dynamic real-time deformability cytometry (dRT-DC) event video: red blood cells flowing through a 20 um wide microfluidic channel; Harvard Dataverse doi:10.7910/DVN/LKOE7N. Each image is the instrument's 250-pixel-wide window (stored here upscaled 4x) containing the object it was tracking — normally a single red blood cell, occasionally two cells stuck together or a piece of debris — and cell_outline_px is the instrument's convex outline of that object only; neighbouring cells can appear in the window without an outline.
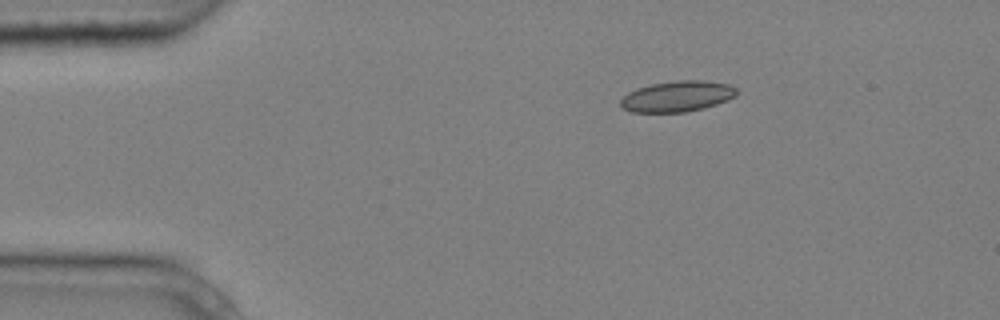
{"species": "common noctule bat (a hibernating species)", "species_latin": "Nyctalus noctula", "temperature_condition": "cold", "stored_images_in_passage": 4, "camera_frame_rate_fps": 3000, "um_per_image_px": 0.085, "animal": {"sex": "male", "body_mass_g": 20.4}, "frame": {"image": 1, "passage_image": 1, "time_ms": 0.0, "image_size_px": [1000, 320], "cell_outline_px": [[736, 96], [728, 100], [704, 108], [684, 112], [632, 112], [624, 108], [620, 104], [620, 100], [628, 92], [636, 88], [652, 84], [676, 80], [704, 80], [728, 84], [736, 88]], "centroid_in_image_um": [57.57, 8.18], "position_along_channel_um": 27.4, "area_um2": 20.81}}
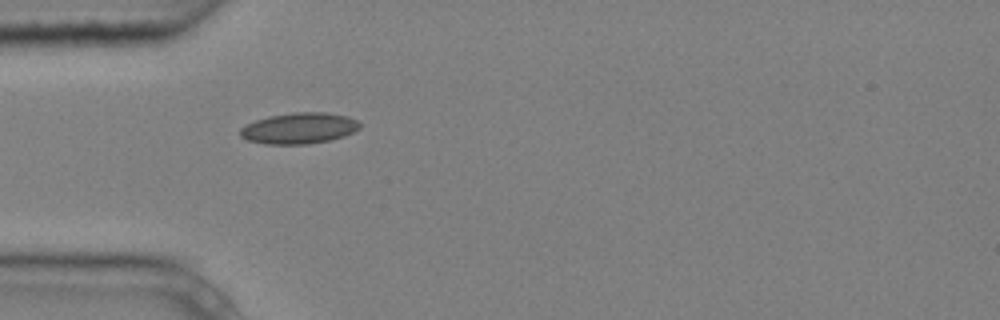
{"frame": {"image": 2, "passage_image": 3, "time_ms": 0.667, "image_size_px": [1000, 320], "cell_outline_px": [[360, 128], [344, 136], [328, 140], [304, 144], [264, 144], [248, 140], [240, 136], [240, 128], [256, 120], [268, 116], [292, 112], [324, 112], [348, 116], [356, 120], [360, 124]], "centroid_in_image_um": [25.41, 10.89], "position_along_channel_um": 59.6, "area_um2": 21.5}}
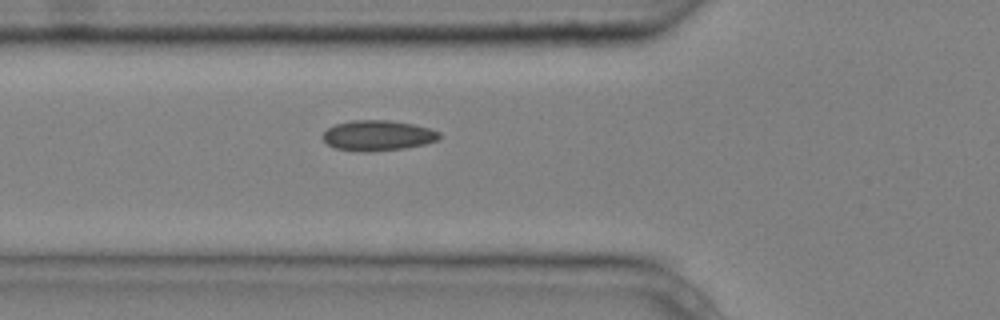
{"frame": {"image": 3, "passage_image": 4, "time_ms": 1.0, "image_size_px": [1000, 320], "cell_outline_px": [[440, 136], [436, 140], [424, 144], [404, 148], [368, 152], [364, 152], [336, 148], [328, 144], [320, 136], [328, 128], [336, 124], [352, 120], [388, 120], [412, 124], [428, 128], [440, 132]], "centroid_in_image_um": [32.08, 11.51], "position_along_channel_um": 93.7, "area_um2": 20.46}}